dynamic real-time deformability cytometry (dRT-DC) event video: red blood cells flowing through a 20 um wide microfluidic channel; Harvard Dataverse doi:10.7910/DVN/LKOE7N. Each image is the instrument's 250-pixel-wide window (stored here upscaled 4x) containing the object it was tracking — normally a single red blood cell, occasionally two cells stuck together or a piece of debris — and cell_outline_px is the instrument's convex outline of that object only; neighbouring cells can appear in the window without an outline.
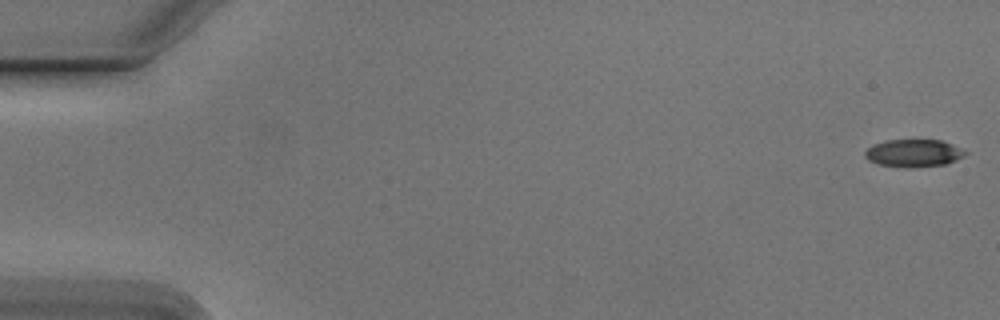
{"species": "Egyptian fruit bat (a non-hibernating species)", "species_latin": "Rousettus aegyptiacus", "temperature_condition": "cold", "stored_images_in_passage": 54, "camera_frame_rate_fps": 3000, "um_per_image_px": 0.085, "animal": {"sex": "male"}, "frame": {"image": 1, "passage_image": 1, "time_ms": 0.0, "image_size_px": [1000, 320], "cell_outline_px": [[968, 152], [964, 156], [956, 160], [944, 164], [908, 168], [880, 164], [868, 160], [864, 156], [864, 152], [872, 144], [888, 140], [940, 140], [952, 144]], "centroid_in_image_um": [77.64, 13.01], "position_along_channel_um": 7.4, "area_um2": 16.01}}
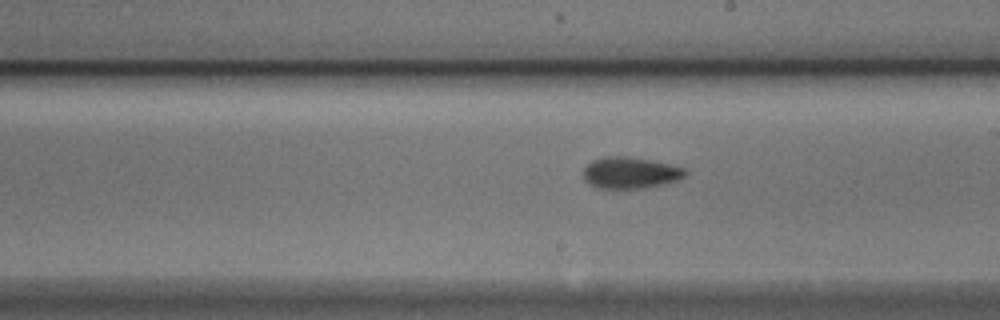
{"frame": {"image": 2, "passage_image": 31, "time_ms": 10.0, "image_size_px": [1000, 320], "cell_outline_px": [[688, 172], [680, 180], [664, 184], [644, 188], [596, 188], [588, 184], [584, 180], [584, 168], [592, 160], [604, 156], [624, 156], [648, 160], [668, 164], [684, 168]], "centroid_in_image_um": [53.56, 14.7], "position_along_channel_um": 235.4, "area_um2": 18.67}}
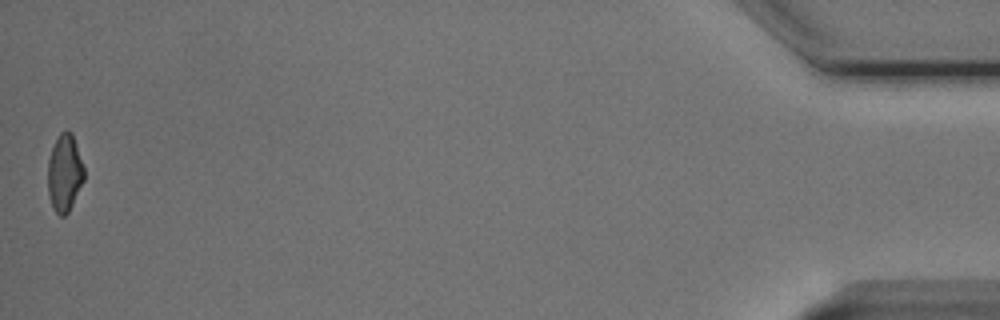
{"frame": {"image": 3, "passage_image": 54, "time_ms": 17.667, "image_size_px": [1000, 320], "cell_outline_px": [[84, 180], [68, 212], [64, 216], [60, 216], [56, 212], [52, 204], [48, 192], [48, 160], [52, 148], [60, 132], [68, 128], [72, 132], [84, 168]], "centroid_in_image_um": [5.49, 14.67], "position_along_channel_um": 429.7, "area_um2": 16.18}, "authors_computed_cell_mechanics": {"area_um2": 17.5134, "velocity_mm_per_s": 3.7916, "shape_relaxation_time_tau1_ms": 4.0432, "shape_relaxation_time_tau2_ms": 3.6034, "deformation_change_tau1": 0.1146, "deformation_change_tau2": 0.1066}}